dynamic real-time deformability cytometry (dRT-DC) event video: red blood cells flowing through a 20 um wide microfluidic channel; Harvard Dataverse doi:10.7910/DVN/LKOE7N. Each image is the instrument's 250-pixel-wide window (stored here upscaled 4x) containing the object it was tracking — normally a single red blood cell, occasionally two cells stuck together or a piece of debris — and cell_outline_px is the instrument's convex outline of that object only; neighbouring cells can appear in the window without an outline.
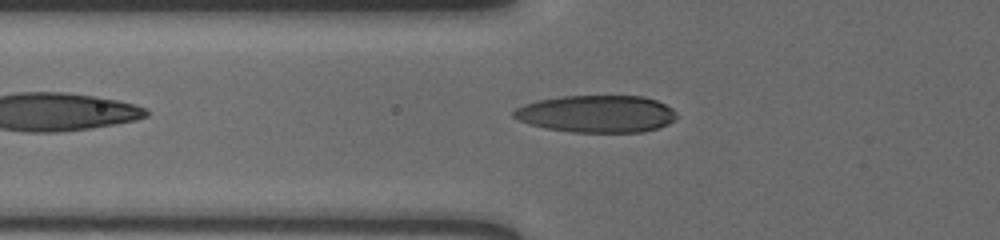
{"species": "human", "species_latin": "Homo sapiens", "temperature_condition": "cold", "stored_images_in_passage": 41, "camera_frame_rate_fps": 3000, "um_per_image_px": 0.085, "donor": {"sex": "male"}, "frame": {"image": 1, "passage_image": 5, "time_ms": 1.333, "image_size_px": [1000, 240], "cell_outline_px": [[676, 116], [668, 124], [660, 128], [640, 132], [572, 132], [544, 128], [528, 124], [512, 116], [512, 112], [516, 108], [524, 104], [536, 100], [560, 96], [644, 96], [656, 100], [672, 108], [676, 112]], "centroid_in_image_um": [50.69, 9.68], "position_along_channel_um": 75.1, "area_um2": 35.49}}
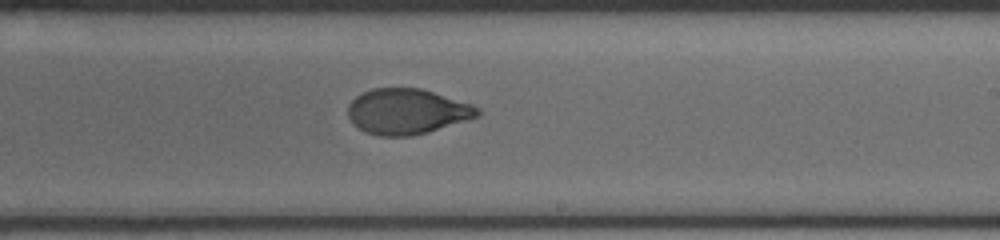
{"frame": {"image": 2, "passage_image": 20, "time_ms": 6.333, "image_size_px": [1000, 240], "cell_outline_px": [[480, 116], [428, 132], [412, 136], [380, 136], [364, 132], [352, 124], [348, 116], [348, 104], [356, 96], [372, 88], [420, 88], [472, 104], [480, 108]], "centroid_in_image_um": [34.58, 9.48], "position_along_channel_um": 254.4, "area_um2": 34.45}}
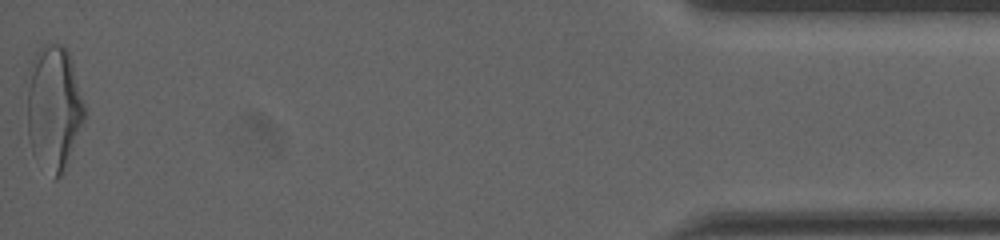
{"frame": {"image": 3, "passage_image": 41, "time_ms": 13.333, "image_size_px": [1000, 240], "cell_outline_px": [[84, 120], [68, 164], [60, 176], [56, 180], [52, 180], [32, 152], [28, 136], [28, 92], [32, 60], [36, 52], [44, 44], [60, 44], [68, 52], [72, 64], [84, 104]], "centroid_in_image_um": [4.58, 9.25], "position_along_channel_um": 430.6, "area_um2": 41.33}, "authors_computed_cell_mechanics": {"area_um2": 35.1424, "velocity_mm_per_s": 3.611, "shape_relaxation_time_tau1_ms": 4.6501, "shape_relaxation_time_tau2_ms": 1.0394, "deformation_change_tau1": 0.1895, "deformation_change_tau2": 0.0533}}